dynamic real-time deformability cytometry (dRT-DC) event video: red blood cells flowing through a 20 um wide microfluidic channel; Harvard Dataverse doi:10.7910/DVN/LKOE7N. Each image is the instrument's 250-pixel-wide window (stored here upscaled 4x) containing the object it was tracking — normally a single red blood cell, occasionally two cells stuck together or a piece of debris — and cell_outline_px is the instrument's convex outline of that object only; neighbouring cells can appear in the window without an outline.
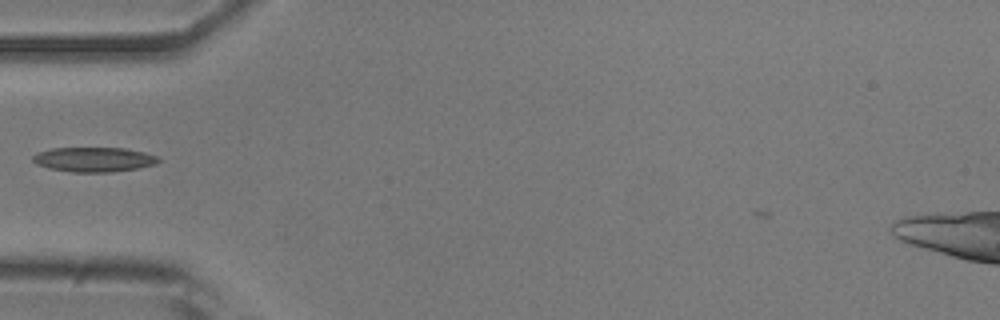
{"species": "common noctule bat (a hibernating species)", "species_latin": "Nyctalus noctula", "temperature_condition": "room temperature", "stored_images_in_passage": 37, "camera_frame_rate_fps": 3000, "um_per_image_px": 0.085, "animal": {"sex": "male", "body_mass_g": 20.5, "forearm_length_mm": 52.5}, "frame": {"image": 1, "passage_image": 1, "time_ms": 0.0, "image_size_px": [1000, 320], "cell_outline_px": [[160, 160], [156, 164], [140, 168], [112, 172], [72, 172], [48, 168], [36, 164], [32, 160], [32, 156], [40, 152], [52, 148], [124, 148], [144, 152], [160, 156]], "centroid_in_image_um": [8.02, 13.56], "position_along_channel_um": 77.0, "area_um2": 18.15}}
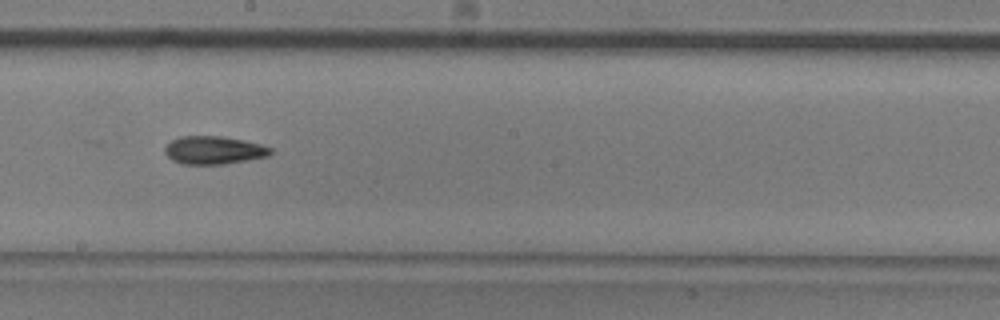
{"frame": {"image": 2, "passage_image": 13, "time_ms": 4.0, "image_size_px": [1000, 320], "cell_outline_px": [[272, 152], [268, 156], [248, 160], [224, 164], [180, 164], [172, 160], [164, 152], [164, 148], [172, 140], [180, 136], [220, 136], [244, 140], [260, 144], [272, 148]], "centroid_in_image_um": [18.17, 12.77], "position_along_channel_um": 230.0, "area_um2": 17.28}}
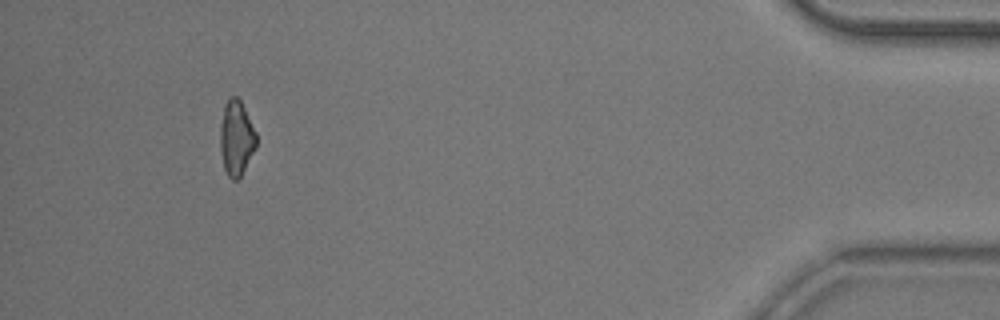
{"frame": {"image": 3, "passage_image": 33, "time_ms": 10.667, "image_size_px": [1000, 320], "cell_outline_px": [[256, 148], [240, 176], [236, 180], [232, 180], [228, 176], [224, 168], [220, 152], [220, 124], [224, 104], [232, 96], [236, 96], [240, 100], [256, 132]], "centroid_in_image_um": [20.07, 11.73], "position_along_channel_um": 415.1, "area_um2": 15.72}}